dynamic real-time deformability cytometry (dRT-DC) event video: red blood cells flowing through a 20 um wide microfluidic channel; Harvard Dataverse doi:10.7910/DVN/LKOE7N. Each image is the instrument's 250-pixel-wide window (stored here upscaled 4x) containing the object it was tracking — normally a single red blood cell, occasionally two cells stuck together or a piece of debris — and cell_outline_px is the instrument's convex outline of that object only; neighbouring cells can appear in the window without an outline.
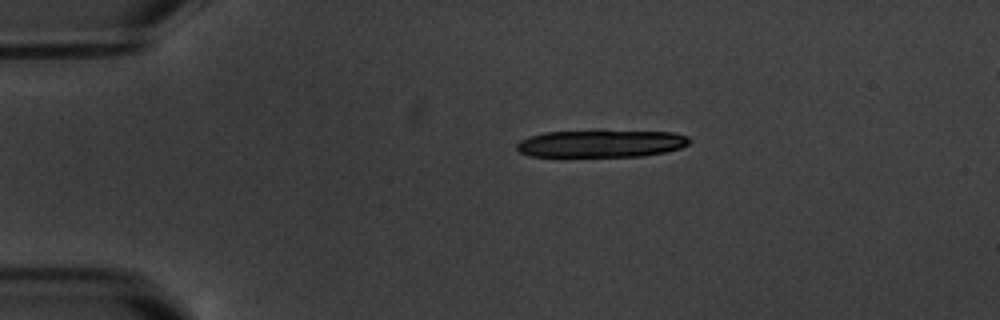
{"species": "common noctule bat (a hibernating species)", "species_latin": "Nyctalus noctula", "temperature_condition": "warm", "stored_images_in_passage": 5, "segment_of_instrument_passage": [2, 2], "camera_frame_rate_fps": 3000, "um_per_image_px": 0.085, "animal": {"sex": "male", "body_mass_g": 20.1, "forearm_length_mm": 53.5}, "frame": {"image": 1, "passage_image": 5, "time_ms": 6.333, "image_size_px": [1000, 320], "cell_outline_px": [[692, 140], [688, 144], [680, 148], [664, 152], [640, 156], [528, 156], [520, 152], [516, 148], [516, 144], [520, 140], [528, 136], [544, 132], [596, 128], [600, 128], [672, 132], [688, 136]], "centroid_in_image_um": [51.09, 12.14], "position_along_channel_um": 33.9, "area_um2": 28.84}}